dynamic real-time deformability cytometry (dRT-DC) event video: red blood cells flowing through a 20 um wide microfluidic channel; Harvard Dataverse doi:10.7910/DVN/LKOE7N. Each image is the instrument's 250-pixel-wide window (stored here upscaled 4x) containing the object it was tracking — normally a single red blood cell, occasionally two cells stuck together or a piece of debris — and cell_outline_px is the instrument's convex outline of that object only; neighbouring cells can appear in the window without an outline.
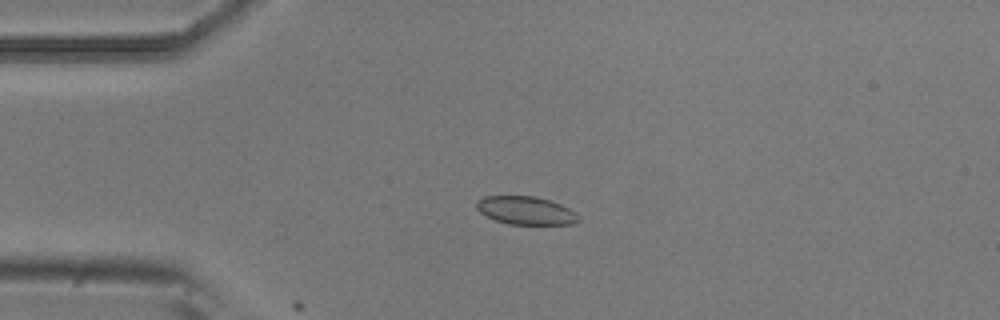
{"species": "common noctule bat (a hibernating species)", "species_latin": "Nyctalus noctula", "temperature_condition": "room temperature", "stored_images_in_passage": 5, "camera_frame_rate_fps": 3000, "um_per_image_px": 0.085, "animal": {"sex": "male", "body_mass_g": 20.5, "forearm_length_mm": 52.5}, "frame": {"image": 1, "passage_image": 4, "time_ms": 1.0, "image_size_px": [1000, 320], "cell_outline_px": [[580, 220], [572, 224], [508, 224], [496, 220], [480, 212], [476, 208], [476, 200], [484, 196], [536, 196], [560, 204], [576, 212], [580, 216]], "centroid_in_image_um": [44.7, 17.89], "position_along_channel_um": 40.3, "area_um2": 16.7}}